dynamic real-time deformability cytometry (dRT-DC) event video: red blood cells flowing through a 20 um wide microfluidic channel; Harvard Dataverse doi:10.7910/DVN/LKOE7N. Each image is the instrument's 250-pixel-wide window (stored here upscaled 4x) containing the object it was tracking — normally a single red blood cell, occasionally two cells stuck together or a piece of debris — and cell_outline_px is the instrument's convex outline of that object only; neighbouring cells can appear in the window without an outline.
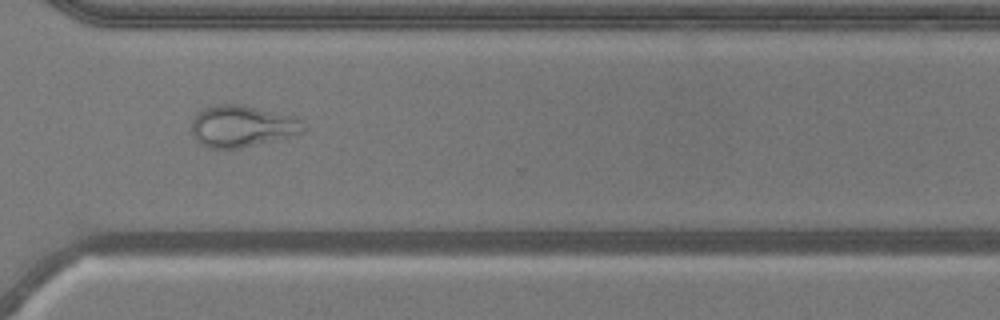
{"species": "common noctule bat (a hibernating species)", "species_latin": "Nyctalus noctula", "temperature_condition": "warm", "stored_images_in_passage": 54, "camera_frame_rate_fps": 3000, "um_per_image_px": 0.085, "animal": {"sex": "male", "body_mass_g": 20.5, "forearm_length_mm": 52.5}, "frame": {"image": 1, "passage_image": 39, "time_ms": 12.667, "image_size_px": [1000, 320], "cell_outline_px": [[304, 132], [240, 148], [208, 148], [200, 144], [196, 140], [192, 132], [192, 120], [196, 112], [204, 108], [216, 104], [236, 104], [296, 116], [304, 120]], "centroid_in_image_um": [20.55, 10.72], "position_along_channel_um": 350.0, "area_um2": 26.99}}
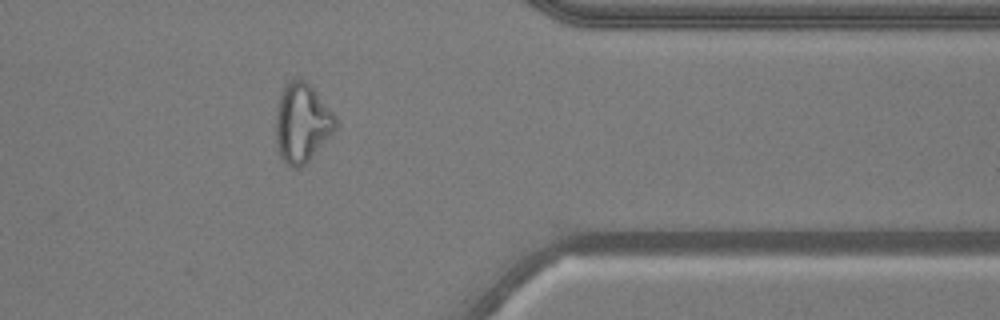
{"frame": {"image": 2, "passage_image": 43, "time_ms": 14.0, "image_size_px": [1000, 320], "cell_outline_px": [[336, 128], [308, 160], [300, 168], [292, 168], [280, 156], [276, 140], [276, 104], [280, 92], [296, 76], [304, 80], [312, 88], [336, 116]], "centroid_in_image_um": [25.63, 10.43], "position_along_channel_um": 385.8, "area_um2": 27.05}}
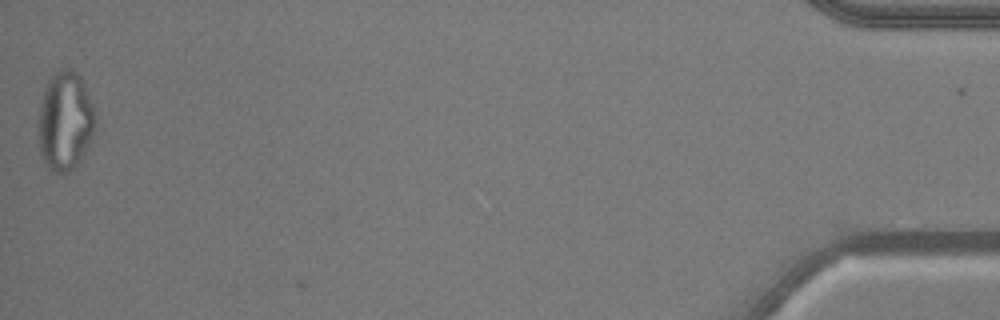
{"frame": {"image": 3, "passage_image": 53, "time_ms": 17.333, "image_size_px": [1000, 320], "cell_outline_px": [[96, 124], [88, 144], [80, 160], [68, 172], [52, 172], [44, 164], [40, 152], [40, 104], [44, 88], [52, 72], [60, 68], [68, 68], [76, 72], [80, 76], [92, 104], [96, 116]], "centroid_in_image_um": [5.53, 10.25], "position_along_channel_um": 429.7, "area_um2": 32.54}, "authors_computed_cell_mechanics": {"area_um2": 28.5532, "velocity_mm_per_s": 3.7853, "shape_relaxation_time_tau1_ms": null, "shape_relaxation_time_tau2_ms": 1.2478, "deformation_change_tau1": null, "deformation_change_tau2": 0.1058}}